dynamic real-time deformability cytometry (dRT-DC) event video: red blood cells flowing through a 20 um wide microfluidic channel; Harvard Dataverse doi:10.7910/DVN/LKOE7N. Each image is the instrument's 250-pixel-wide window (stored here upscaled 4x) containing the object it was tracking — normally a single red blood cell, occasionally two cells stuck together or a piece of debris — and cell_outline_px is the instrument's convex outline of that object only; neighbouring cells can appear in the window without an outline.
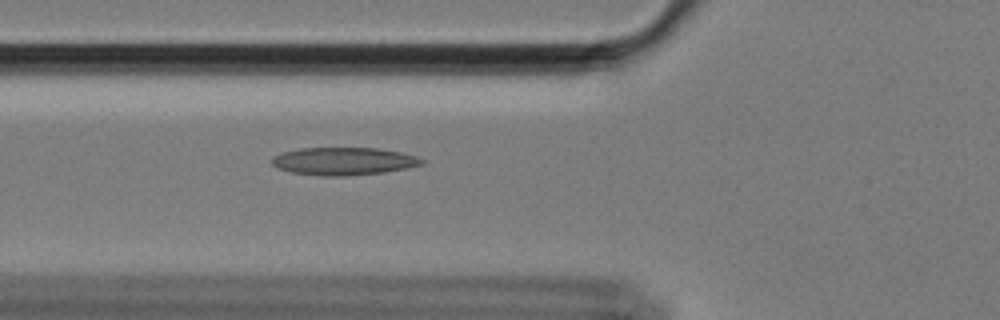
{"species": "Egyptian fruit bat (a non-hibernating species)", "species_latin": "Rousettus aegyptiacus", "temperature_condition": "cold", "stored_images_in_passage": 45, "camera_frame_rate_fps": 3000, "um_per_image_px": 0.085, "animal": {"sex": "female"}, "frame": {"image": 1, "passage_image": 8, "time_ms": 2.333, "image_size_px": [1000, 320], "cell_outline_px": [[424, 164], [408, 168], [384, 172], [344, 176], [320, 176], [292, 172], [276, 168], [272, 164], [272, 156], [280, 152], [300, 148], [380, 148], [400, 152], [416, 156], [424, 160]], "centroid_in_image_um": [29.19, 13.7], "position_along_channel_um": 96.6, "area_um2": 24.39}}
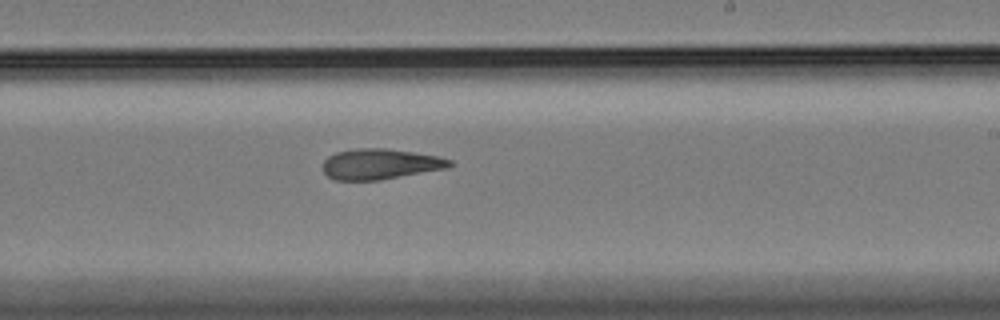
{"frame": {"image": 2, "passage_image": 22, "time_ms": 7.0, "image_size_px": [1000, 320], "cell_outline_px": [[456, 164], [448, 168], [380, 180], [336, 180], [328, 176], [324, 172], [324, 160], [328, 156], [336, 152], [356, 148], [388, 148], [440, 156], [452, 160]], "centroid_in_image_um": [32.37, 13.93], "position_along_channel_um": 256.6, "area_um2": 22.77}}
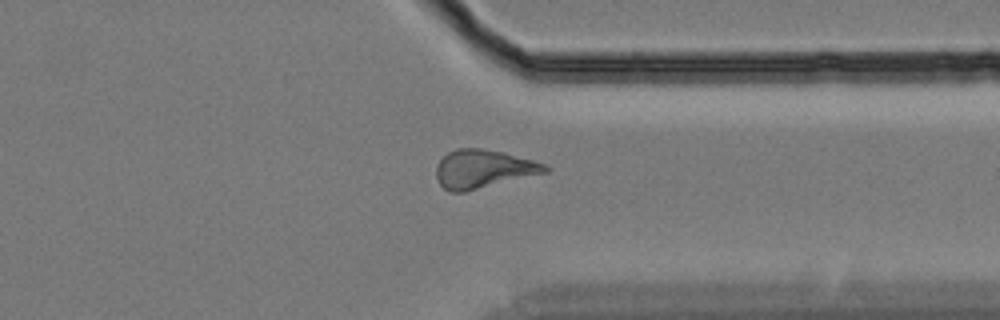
{"frame": {"image": 3, "passage_image": 32, "time_ms": 10.333, "image_size_px": [1000, 320], "cell_outline_px": [[548, 172], [464, 192], [448, 192], [440, 184], [436, 176], [436, 168], [440, 160], [448, 152], [456, 148], [480, 148], [504, 152], [532, 160], [544, 164], [548, 168]], "centroid_in_image_um": [41.05, 14.36], "position_along_channel_um": 370.3, "area_um2": 24.22}, "authors_computed_cell_mechanics": {"area_um2": 23.1778, "velocity_mm_per_s": 3.417, "shape_relaxation_time_tau1_ms": null, "shape_relaxation_time_tau2_ms": 4.7071, "deformation_change_tau1": null, "deformation_change_tau2": 0.1396}}